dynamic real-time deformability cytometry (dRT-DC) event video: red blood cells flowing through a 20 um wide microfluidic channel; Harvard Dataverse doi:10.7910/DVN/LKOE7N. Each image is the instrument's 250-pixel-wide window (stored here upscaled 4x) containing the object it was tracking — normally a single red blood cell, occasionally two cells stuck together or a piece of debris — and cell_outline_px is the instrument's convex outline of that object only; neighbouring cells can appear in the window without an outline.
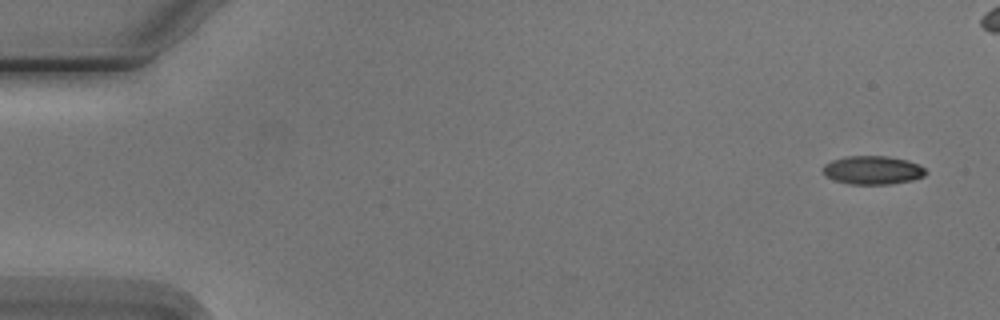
{"species": "Egyptian fruit bat (a non-hibernating species)", "species_latin": "Rousettus aegyptiacus", "temperature_condition": "cold", "stored_images_in_passage": 6, "camera_frame_rate_fps": 3000, "um_per_image_px": 0.085, "animal": {"sex": "male"}, "frame": {"image": 1, "passage_image": 1, "time_ms": 0.0, "image_size_px": [1000, 320], "cell_outline_px": [[928, 172], [924, 176], [912, 180], [888, 184], [848, 184], [836, 180], [828, 176], [824, 172], [824, 164], [832, 160], [844, 156], [888, 156], [908, 160], [924, 168]], "centroid_in_image_um": [74.2, 14.45], "position_along_channel_um": 10.8, "area_um2": 16.94}}